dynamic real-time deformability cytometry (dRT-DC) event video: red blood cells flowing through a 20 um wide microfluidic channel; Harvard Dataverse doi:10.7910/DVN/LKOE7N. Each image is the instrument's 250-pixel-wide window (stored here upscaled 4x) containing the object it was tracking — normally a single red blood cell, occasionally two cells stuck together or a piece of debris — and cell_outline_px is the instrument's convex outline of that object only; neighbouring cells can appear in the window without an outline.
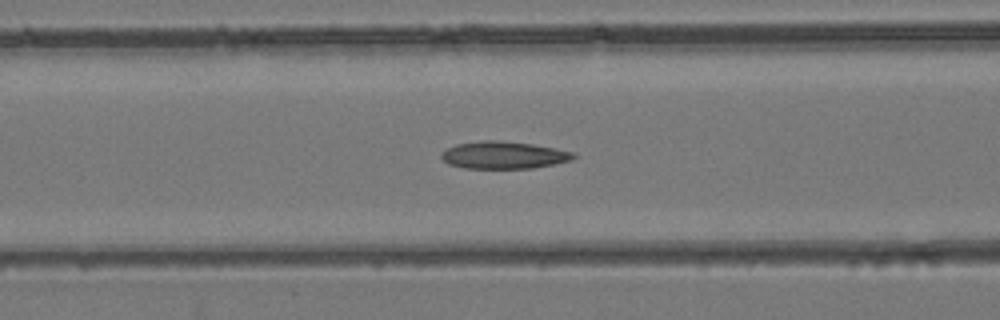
{"species": "common noctule bat (a hibernating species)", "species_latin": "Nyctalus noctula", "temperature_condition": "room temperature", "stored_images_in_passage": 43, "camera_frame_rate_fps": 3000, "um_per_image_px": 0.085, "animal": {"sex": "female", "body_mass_g": 24.6, "forearm_length_mm": 56.2}, "frame": {"image": 1, "passage_image": 17, "time_ms": 5.333, "image_size_px": [1000, 320], "cell_outline_px": [[576, 156], [572, 160], [532, 168], [464, 168], [448, 164], [440, 156], [448, 148], [456, 144], [484, 140], [496, 140], [532, 144], [556, 148], [572, 152]], "centroid_in_image_um": [42.81, 13.18], "position_along_channel_um": 123.8, "area_um2": 20.81}}
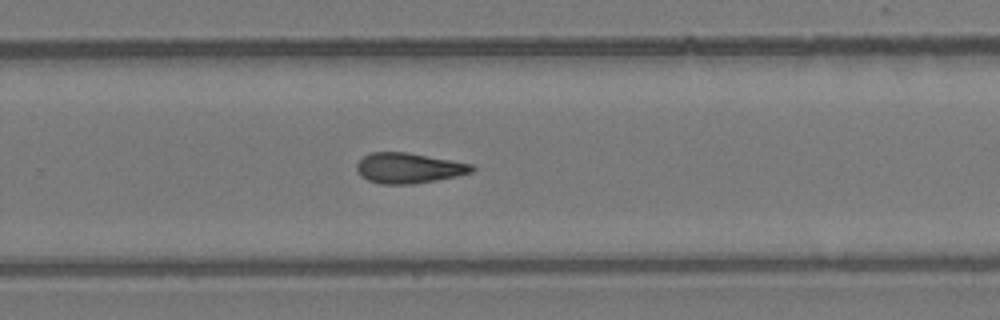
{"frame": {"image": 2, "passage_image": 28, "time_ms": 9.0, "image_size_px": [1000, 320], "cell_outline_px": [[476, 168], [472, 172], [456, 176], [416, 184], [380, 184], [368, 180], [360, 176], [356, 168], [356, 164], [364, 156], [372, 152], [404, 152], [472, 164]], "centroid_in_image_um": [34.71, 14.3], "position_along_channel_um": 295.1, "area_um2": 20.23}}
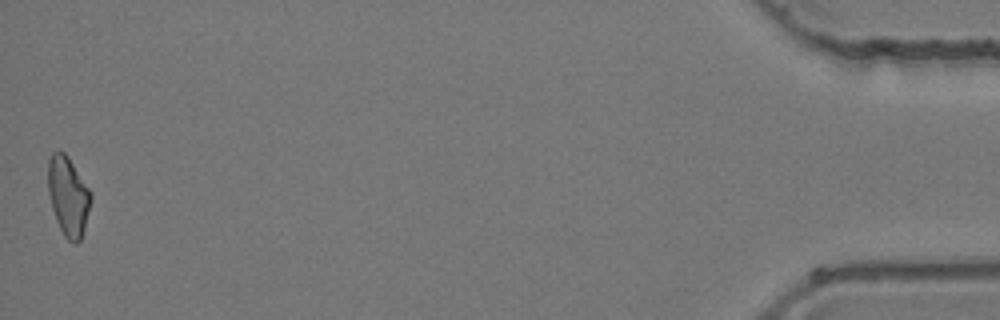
{"frame": {"image": 3, "passage_image": 43, "time_ms": 14.0, "image_size_px": [1000, 320], "cell_outline_px": [[92, 200], [84, 228], [80, 240], [76, 244], [72, 244], [64, 236], [56, 220], [52, 208], [48, 192], [48, 160], [52, 152], [60, 148], [68, 156], [92, 192]], "centroid_in_image_um": [5.8, 16.64], "position_along_channel_um": 429.4, "area_um2": 20.06}}